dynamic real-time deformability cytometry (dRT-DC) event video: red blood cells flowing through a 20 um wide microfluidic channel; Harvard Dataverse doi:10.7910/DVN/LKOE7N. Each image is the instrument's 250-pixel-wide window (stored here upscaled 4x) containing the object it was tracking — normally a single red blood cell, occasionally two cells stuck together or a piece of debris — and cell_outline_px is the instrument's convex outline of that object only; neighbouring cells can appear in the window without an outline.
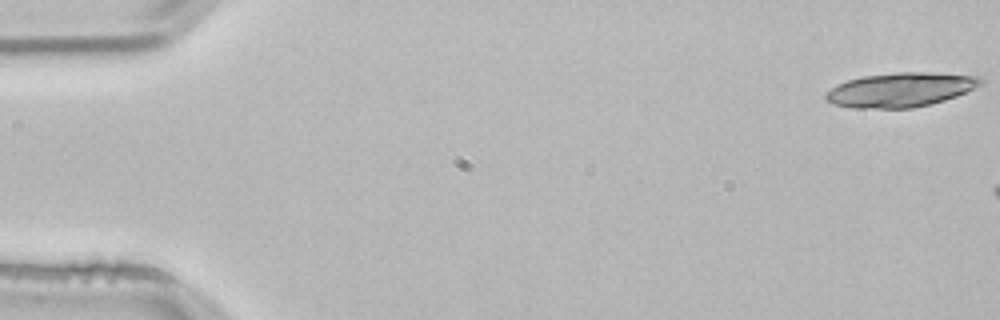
{"species": "common noctule bat (a hibernating species)", "species_latin": "Nyctalus noctula", "temperature_condition": "room temperature", "stored_images_in_passage": 9, "camera_frame_rate_fps": 3000, "um_per_image_px": 0.085, "animal": {"sex": "male", "body_mass_g": 21.5, "forearm_length_mm": 52.0}, "frame": {"image": 1, "passage_image": 1, "time_ms": 0.0, "image_size_px": [1000, 320], "cell_outline_px": [[984, 84], [956, 96], [944, 100], [912, 108], [852, 108], [836, 104], [828, 100], [824, 96], [824, 92], [836, 84], [848, 80], [864, 76], [900, 72], [924, 72], [980, 76], [984, 80]], "centroid_in_image_um": [76.55, 7.62], "position_along_channel_um": 8.4, "area_um2": 30.87}}